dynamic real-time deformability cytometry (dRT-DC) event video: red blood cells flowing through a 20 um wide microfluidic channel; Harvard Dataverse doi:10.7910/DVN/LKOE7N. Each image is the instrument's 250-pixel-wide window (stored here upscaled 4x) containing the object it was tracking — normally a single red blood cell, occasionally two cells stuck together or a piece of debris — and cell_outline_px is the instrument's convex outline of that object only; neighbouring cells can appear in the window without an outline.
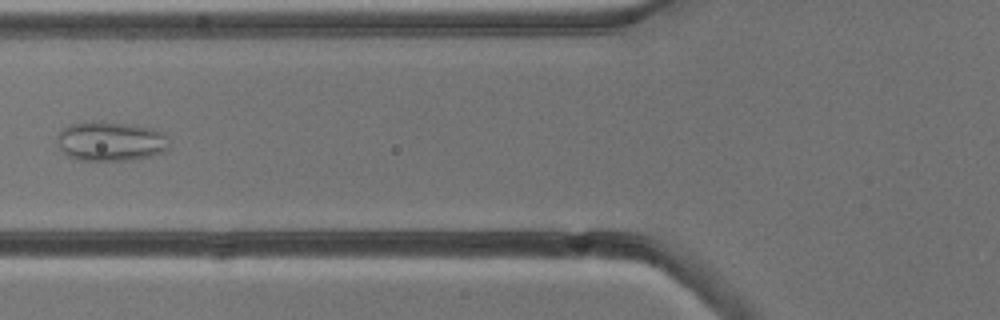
{"species": "common noctule bat (a hibernating species)", "species_latin": "Nyctalus noctula", "temperature_condition": "cold", "stored_images_in_passage": 6, "camera_frame_rate_fps": 3000, "um_per_image_px": 0.085, "animal": {"sex": "male", "body_mass_g": 13.3}, "frame": {"image": 1, "passage_image": 6, "time_ms": 5.667, "image_size_px": [1000, 320], "cell_outline_px": [[168, 148], [164, 152], [152, 156], [128, 160], [76, 160], [64, 156], [56, 140], [56, 136], [60, 128], [68, 124], [92, 120], [104, 120], [152, 128], [164, 132], [168, 136]], "centroid_in_image_um": [9.35, 11.99], "position_along_channel_um": 116.5, "area_um2": 26.65}}